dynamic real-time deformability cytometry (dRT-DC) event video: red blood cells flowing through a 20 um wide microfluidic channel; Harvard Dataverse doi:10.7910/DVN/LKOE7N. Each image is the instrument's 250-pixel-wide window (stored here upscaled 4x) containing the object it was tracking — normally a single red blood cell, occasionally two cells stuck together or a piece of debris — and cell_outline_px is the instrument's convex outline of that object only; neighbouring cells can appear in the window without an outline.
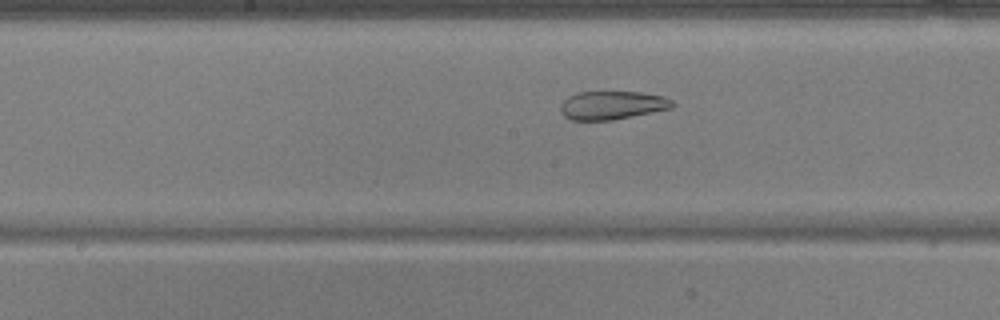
{"species": "common noctule bat (a hibernating species)", "species_latin": "Nyctalus noctula", "temperature_condition": "warm", "stored_images_in_passage": 46, "camera_frame_rate_fps": 3000, "um_per_image_px": 0.085, "animal": {"sex": "male", "body_mass_g": 17.9, "forearm_length_mm": 54.2}, "frame": {"image": 1, "passage_image": 20, "time_ms": 6.333, "image_size_px": [1000, 320], "cell_outline_px": [[676, 104], [672, 108], [612, 120], [572, 120], [564, 116], [560, 112], [560, 104], [568, 96], [576, 92], [644, 92], [664, 96], [672, 100]], "centroid_in_image_um": [52.03, 8.94], "position_along_channel_um": 196.2, "area_um2": 18.67}}
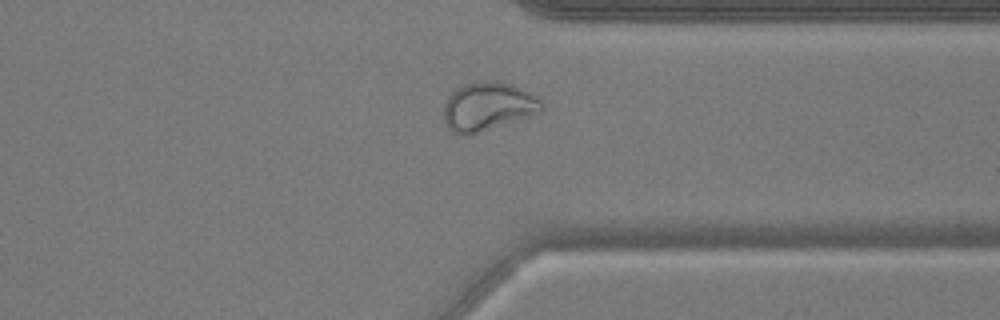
{"frame": {"image": 2, "passage_image": 34, "time_ms": 11.0, "image_size_px": [1000, 320], "cell_outline_px": [[544, 112], [468, 136], [464, 136], [452, 132], [448, 128], [444, 120], [444, 104], [448, 96], [456, 88], [464, 84], [480, 80], [488, 80], [512, 84], [528, 92], [540, 100], [544, 104]], "centroid_in_image_um": [41.47, 9.06], "position_along_channel_um": 369.9, "area_um2": 28.03}}
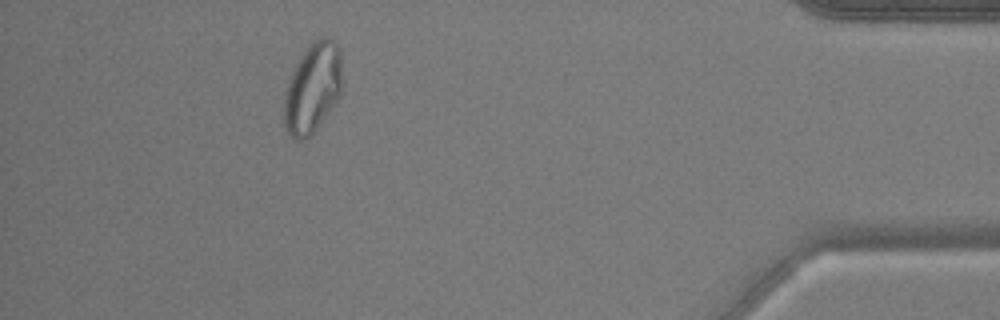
{"frame": {"image": 3, "passage_image": 41, "time_ms": 13.333, "image_size_px": [1000, 320], "cell_outline_px": [[340, 96], [312, 136], [304, 140], [296, 140], [288, 132], [284, 124], [284, 96], [292, 72], [300, 56], [308, 44], [312, 40], [320, 36], [328, 36], [340, 48]], "centroid_in_image_um": [26.56, 7.48], "position_along_channel_um": 408.6, "area_um2": 30.52}, "authors_computed_cell_mechanics": {"area_um2": 26.588, "velocity_mm_per_s": 3.7429, "shape_relaxation_time_tau1_ms": null, "shape_relaxation_time_tau2_ms": 1.8372, "deformation_change_tau1": null, "deformation_change_tau2": 0.0865}}